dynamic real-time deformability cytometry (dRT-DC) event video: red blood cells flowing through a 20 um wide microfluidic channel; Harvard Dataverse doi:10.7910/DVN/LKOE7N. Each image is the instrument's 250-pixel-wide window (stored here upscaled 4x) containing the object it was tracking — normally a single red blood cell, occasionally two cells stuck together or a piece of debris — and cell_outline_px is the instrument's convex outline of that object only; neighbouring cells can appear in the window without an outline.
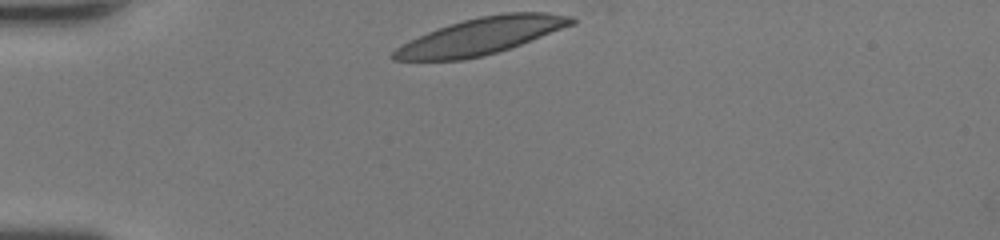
{"species": "human", "species_latin": "Homo sapiens", "temperature_condition": "room temperature", "stored_images_in_passage": 13, "camera_frame_rate_fps": 3000, "um_per_image_px": 0.085, "donor": {"sex": "female"}, "frame": {"image": 1, "passage_image": 1, "time_ms": 0.0, "image_size_px": [1000, 240], "cell_outline_px": [[576, 24], [520, 44], [496, 52], [480, 56], [460, 60], [392, 60], [388, 56], [396, 48], [428, 32], [448, 24], [480, 16], [504, 12], [544, 12], [572, 16], [576, 20]], "centroid_in_image_um": [40.92, 3.05], "position_along_channel_um": 44.1, "area_um2": 37.69}}
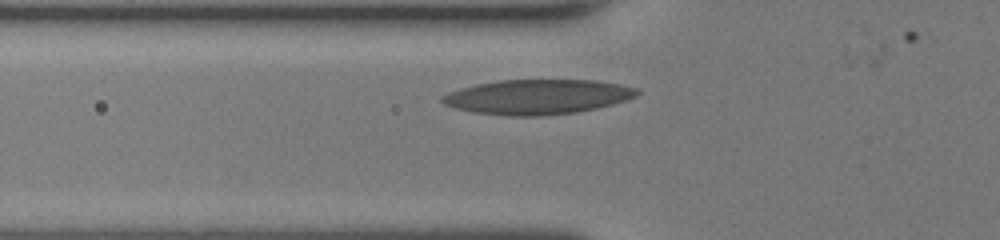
{"frame": {"image": 2, "passage_image": 6, "time_ms": 1.667, "image_size_px": [1000, 240], "cell_outline_px": [[640, 92], [636, 96], [612, 104], [596, 108], [576, 112], [540, 116], [504, 116], [472, 112], [456, 108], [444, 104], [440, 100], [440, 96], [448, 92], [460, 88], [476, 84], [496, 80], [596, 80], [620, 84], [640, 88]], "centroid_in_image_um": [45.66, 8.23], "position_along_channel_um": 80.1, "area_um2": 39.77}}
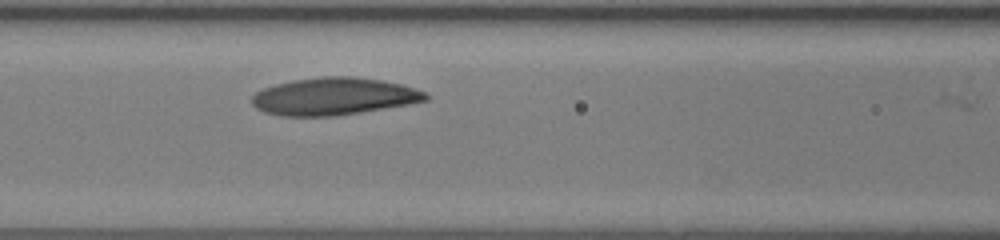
{"frame": {"image": 3, "passage_image": 10, "time_ms": 3.0, "image_size_px": [1000, 240], "cell_outline_px": [[428, 100], [408, 104], [332, 116], [280, 116], [264, 112], [256, 108], [252, 104], [252, 96], [256, 92], [264, 88], [276, 84], [292, 80], [324, 76], [352, 76], [384, 80], [416, 88], [428, 92]], "centroid_in_image_um": [28.37, 8.18], "position_along_channel_um": 138.2, "area_um2": 37.8}}